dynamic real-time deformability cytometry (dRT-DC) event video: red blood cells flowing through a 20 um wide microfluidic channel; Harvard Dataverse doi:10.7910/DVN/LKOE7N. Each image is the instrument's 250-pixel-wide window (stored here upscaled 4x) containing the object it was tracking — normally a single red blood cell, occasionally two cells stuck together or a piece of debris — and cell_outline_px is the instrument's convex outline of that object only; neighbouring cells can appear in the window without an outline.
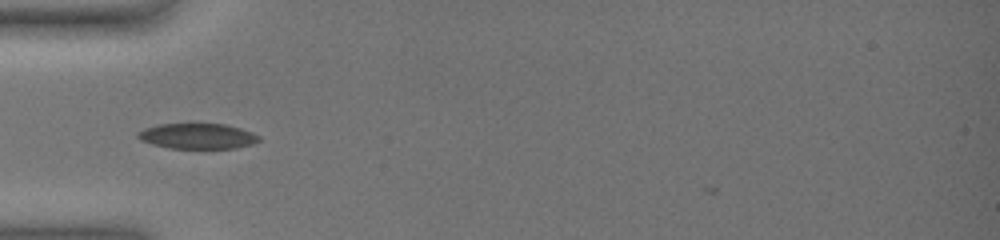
{"species": "common noctule bat (a hibernating species)", "species_latin": "Nyctalus noctula", "temperature_condition": "warm", "stored_images_in_passage": 36, "camera_frame_rate_fps": 3000, "um_per_image_px": 0.085, "animal": {"sex": "female", "body_mass_g": 19.0, "forearm_length_mm": 51.5}, "frame": {"image": 1, "passage_image": 1, "time_ms": 0.0, "image_size_px": [1000, 240], "cell_outline_px": [[260, 140], [252, 144], [236, 148], [168, 148], [152, 144], [140, 140], [136, 136], [136, 132], [144, 128], [160, 124], [224, 124], [240, 128], [252, 132], [260, 136]], "centroid_in_image_um": [16.77, 11.57], "position_along_channel_um": 68.2, "area_um2": 17.98}}
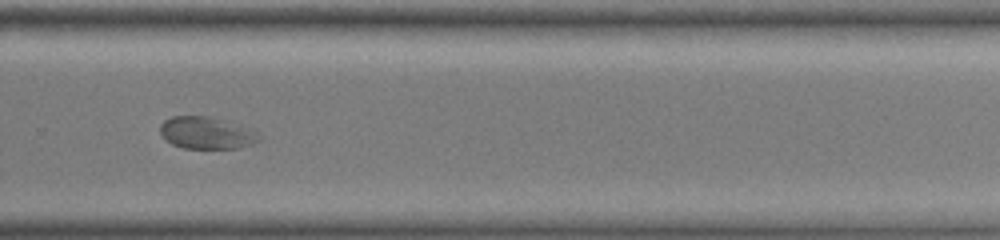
{"frame": {"image": 2, "passage_image": 22, "time_ms": 7.0, "image_size_px": [1000, 240], "cell_outline_px": [[264, 136], [260, 140], [252, 144], [236, 148], [184, 148], [172, 144], [164, 140], [160, 132], [160, 124], [164, 120], [172, 116], [204, 116]], "centroid_in_image_um": [17.43, 11.33], "position_along_channel_um": 312.4, "area_um2": 17.69}}
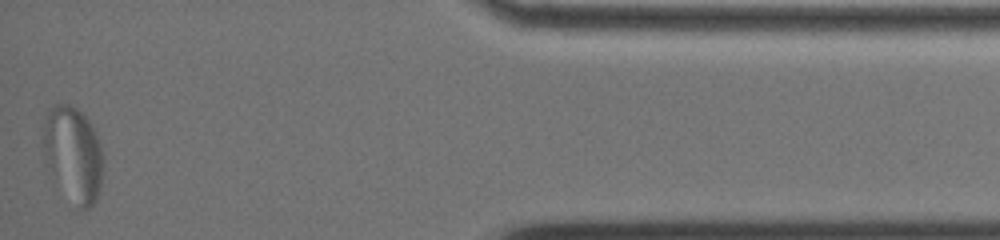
{"frame": {"image": 3, "passage_image": 36, "time_ms": 11.667, "image_size_px": [1000, 240], "cell_outline_px": [[104, 160], [100, 188], [96, 200], [88, 208], [80, 208], [52, 168], [44, 152], [44, 116], [48, 108], [56, 104], [68, 104], [76, 108], [88, 120], [96, 132]], "centroid_in_image_um": [6.28, 12.97], "position_along_channel_um": 428.9, "area_um2": 31.62}}